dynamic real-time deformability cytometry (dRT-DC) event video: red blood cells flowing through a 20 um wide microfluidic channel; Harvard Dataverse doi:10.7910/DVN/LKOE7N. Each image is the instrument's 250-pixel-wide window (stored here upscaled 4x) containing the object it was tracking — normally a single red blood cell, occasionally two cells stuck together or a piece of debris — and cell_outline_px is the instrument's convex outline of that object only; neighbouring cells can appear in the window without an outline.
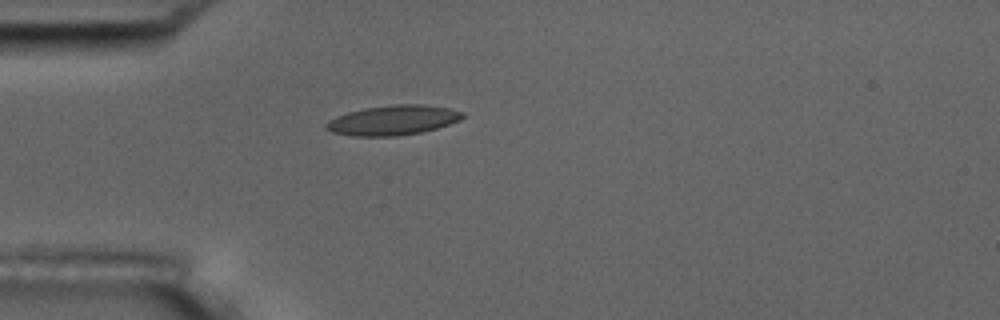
{"species": "common noctule bat (a hibernating species)", "species_latin": "Nyctalus noctula", "temperature_condition": "room temperature", "stored_images_in_passage": 1, "camera_frame_rate_fps": 3000, "um_per_image_px": 0.085, "animal": {"sex": "male", "body_mass_g": 17.5, "forearm_length_mm": 52.3}, "frame": {"image": 1, "passage_image": 1, "time_ms": 0.0, "image_size_px": [1000, 320], "cell_outline_px": [[464, 116], [460, 120], [436, 128], [420, 132], [396, 136], [352, 136], [332, 132], [324, 128], [324, 124], [328, 120], [336, 116], [348, 112], [364, 108], [396, 104], [424, 104], [448, 108], [464, 112]], "centroid_in_image_um": [33.37, 10.21], "position_along_channel_um": 51.6, "area_um2": 23.7}}